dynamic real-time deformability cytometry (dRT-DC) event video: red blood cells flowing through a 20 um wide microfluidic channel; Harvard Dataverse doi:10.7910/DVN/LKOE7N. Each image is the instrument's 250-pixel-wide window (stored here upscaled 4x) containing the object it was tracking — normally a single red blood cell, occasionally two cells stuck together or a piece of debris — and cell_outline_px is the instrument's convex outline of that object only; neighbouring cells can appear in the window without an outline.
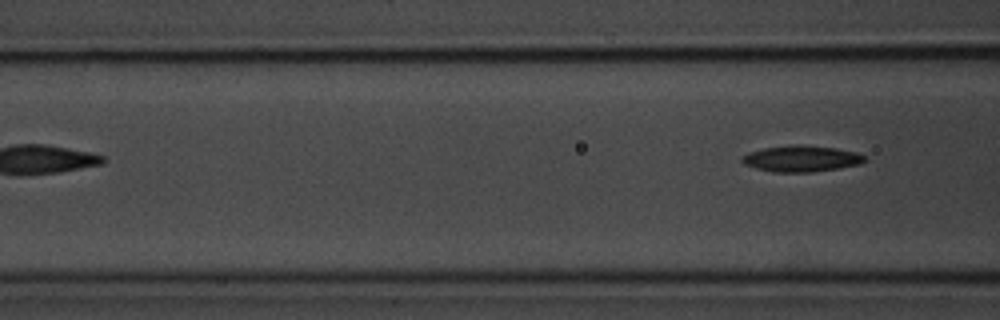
{"species": "common noctule bat (a hibernating species)", "species_latin": "Nyctalus noctula", "temperature_condition": "room temperature", "stored_images_in_passage": 3, "camera_frame_rate_fps": 3000, "um_per_image_px": 0.085, "animal": {"sex": "male", "body_mass_g": 20.1, "forearm_length_mm": 53.5}, "frame": {"image": 1, "passage_image": 3, "time_ms": 3.333, "image_size_px": [1000, 320], "cell_outline_px": [[868, 160], [860, 164], [836, 168], [808, 172], [772, 172], [756, 168], [744, 164], [740, 160], [740, 156], [748, 152], [764, 148], [796, 144], [836, 148], [856, 152], [864, 156]], "centroid_in_image_um": [68.07, 13.48], "position_along_channel_um": 98.5, "area_um2": 18.67}}